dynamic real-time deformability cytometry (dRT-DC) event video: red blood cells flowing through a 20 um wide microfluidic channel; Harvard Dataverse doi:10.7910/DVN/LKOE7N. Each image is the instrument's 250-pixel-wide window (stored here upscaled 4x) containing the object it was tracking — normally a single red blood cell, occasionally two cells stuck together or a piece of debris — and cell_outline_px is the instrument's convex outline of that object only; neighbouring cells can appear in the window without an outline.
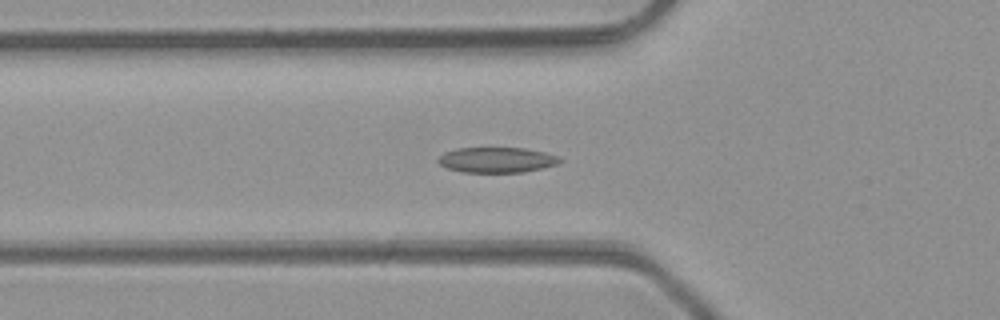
{"species": "common noctule bat (a hibernating species)", "species_latin": "Nyctalus noctula", "temperature_condition": "room temperature", "stored_images_in_passage": 42, "camera_frame_rate_fps": 3000, "um_per_image_px": 0.085, "animal": {"sex": "male", "body_mass_g": 23.1, "forearm_length_mm": 52.7}, "frame": {"image": 1, "passage_image": 10, "time_ms": 3.0, "image_size_px": [1000, 320], "cell_outline_px": [[564, 160], [560, 164], [524, 172], [460, 172], [448, 168], [440, 164], [436, 160], [444, 152], [456, 148], [524, 148], [544, 152], [556, 156]], "centroid_in_image_um": [42.23, 13.59], "position_along_channel_um": 83.6, "area_um2": 18.03}}
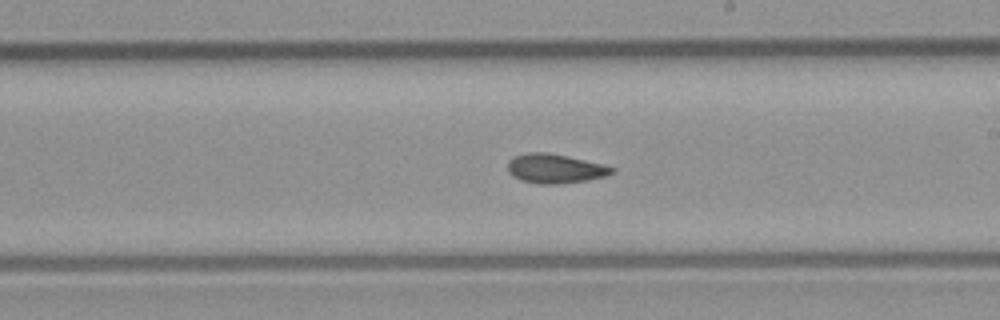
{"frame": {"image": 2, "passage_image": 21, "time_ms": 6.667, "image_size_px": [1000, 320], "cell_outline_px": [[616, 168], [612, 172], [604, 176], [584, 180], [556, 184], [540, 184], [524, 180], [512, 176], [508, 172], [508, 160], [512, 156], [528, 152], [548, 152], [568, 156], [604, 164]], "centroid_in_image_um": [47.14, 14.3], "position_along_channel_um": 241.9, "area_um2": 17.69}}
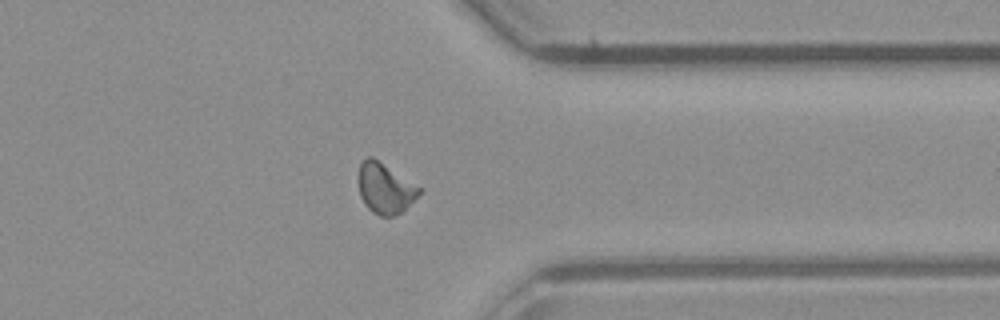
{"frame": {"image": 3, "passage_image": 31, "time_ms": 10.0, "image_size_px": [1000, 320], "cell_outline_px": [[424, 188], [400, 212], [392, 216], [380, 216], [372, 212], [364, 204], [360, 196], [360, 160], [368, 156], [372, 156]], "centroid_in_image_um": [32.73, 15.97], "position_along_channel_um": 378.7, "area_um2": 17.69}, "authors_computed_cell_mechanics": {"area_um2": 17.6001, "velocity_mm_per_s": 4.2789, "shape_relaxation_time_tau1_ms": 6.2005, "shape_relaxation_time_tau2_ms": 2.9681, "deformation_change_tau1": 0.1573, "deformation_change_tau2": 0.0875}}